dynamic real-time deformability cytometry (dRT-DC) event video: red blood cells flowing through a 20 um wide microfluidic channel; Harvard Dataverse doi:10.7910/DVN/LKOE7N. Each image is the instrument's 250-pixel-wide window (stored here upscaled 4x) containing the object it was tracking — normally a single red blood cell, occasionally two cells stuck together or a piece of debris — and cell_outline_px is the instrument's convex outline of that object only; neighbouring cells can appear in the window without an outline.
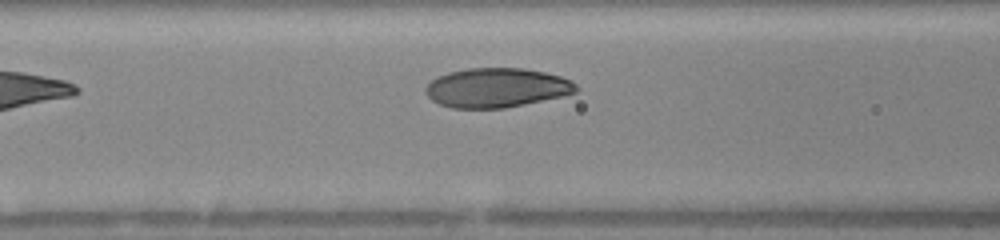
{"species": "human", "species_latin": "Homo sapiens", "temperature_condition": "warm", "stored_images_in_passage": 4, "camera_frame_rate_fps": 3000, "um_per_image_px": 0.085, "donor": {"sex": "female"}, "frame": {"image": 1, "passage_image": 4, "time_ms": 1.667, "image_size_px": [1000, 240], "cell_outline_px": [[580, 88], [576, 92], [564, 96], [504, 108], [452, 108], [440, 104], [432, 100], [424, 92], [424, 88], [436, 76], [448, 72], [468, 68], [524, 68], [544, 72], [560, 76], [572, 80]], "centroid_in_image_um": [42.22, 7.45], "position_along_channel_um": 124.4, "area_um2": 34.74}}